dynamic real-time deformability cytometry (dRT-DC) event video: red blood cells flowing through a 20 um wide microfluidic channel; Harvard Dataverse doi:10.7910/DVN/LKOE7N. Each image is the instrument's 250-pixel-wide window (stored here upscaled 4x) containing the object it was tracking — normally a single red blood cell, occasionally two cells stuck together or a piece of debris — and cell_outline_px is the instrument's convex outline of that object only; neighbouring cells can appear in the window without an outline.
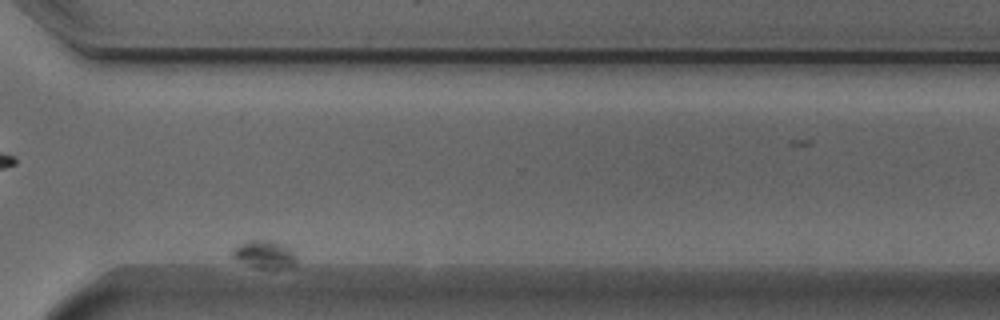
{"species": "Egyptian fruit bat (a non-hibernating species)", "species_latin": "Rousettus aegyptiacus", "temperature_condition": "cold", "stored_images_in_passage": 42, "segment_of_instrument_passage": [2, 3], "camera_frame_rate_fps": 3000, "um_per_image_px": 0.085, "animal": {"sex": "male"}, "frame": {"image": 1, "passage_image": 35, "time_ms": 11.333, "image_size_px": [1000, 320], "cell_outline_px": [[296, 264], [280, 268], [256, 268], [228, 256], [240, 244], [248, 240], [272, 240], [284, 244], [296, 256]], "centroid_in_image_um": [22.46, 21.62], "position_along_channel_um": 348.1, "area_um2": 10.29}}